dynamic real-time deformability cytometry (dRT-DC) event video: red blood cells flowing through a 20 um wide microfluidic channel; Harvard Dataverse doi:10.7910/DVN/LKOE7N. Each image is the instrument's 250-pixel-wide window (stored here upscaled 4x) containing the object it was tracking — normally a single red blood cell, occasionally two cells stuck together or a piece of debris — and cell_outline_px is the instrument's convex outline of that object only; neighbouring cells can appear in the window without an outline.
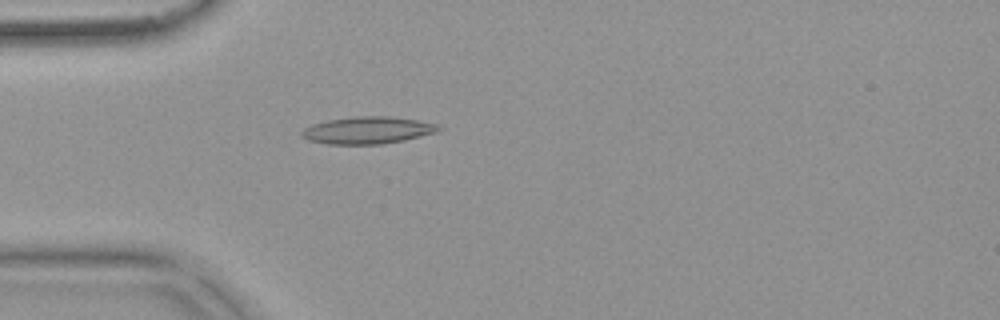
{"species": "common noctule bat (a hibernating species)", "species_latin": "Nyctalus noctula", "temperature_condition": "warm", "stored_images_in_passage": 46, "camera_frame_rate_fps": 3000, "um_per_image_px": 0.085, "animal": {"sex": "female", "body_mass_g": 18.4}, "frame": {"image": 1, "passage_image": 8, "time_ms": 2.333, "image_size_px": [1000, 320], "cell_outline_px": [[444, 128], [440, 132], [404, 140], [380, 144], [328, 144], [308, 140], [300, 136], [300, 132], [304, 128], [312, 124], [328, 120], [356, 116], [392, 116], [416, 120], [436, 124]], "centroid_in_image_um": [31.27, 11.07], "position_along_channel_um": 53.7, "area_um2": 21.79}}
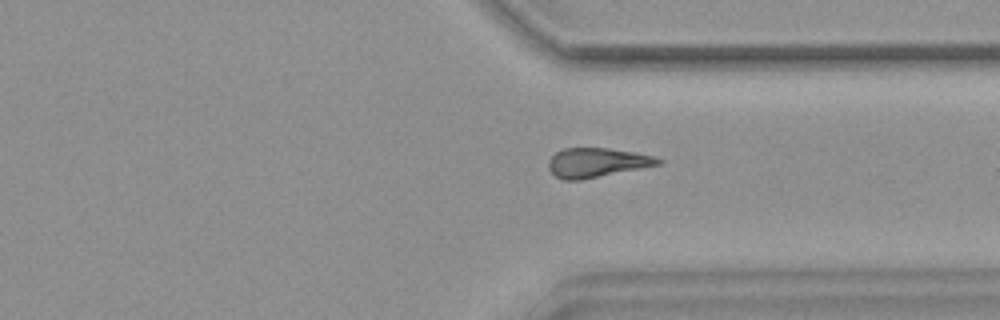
{"frame": {"image": 2, "passage_image": 33, "time_ms": 10.667, "image_size_px": [1000, 320], "cell_outline_px": [[664, 164], [580, 180], [564, 180], [556, 176], [548, 168], [548, 160], [556, 152], [564, 148], [608, 148], [632, 152], [652, 156], [664, 160]], "centroid_in_image_um": [50.75, 13.82], "position_along_channel_um": 360.7, "area_um2": 18.73}}
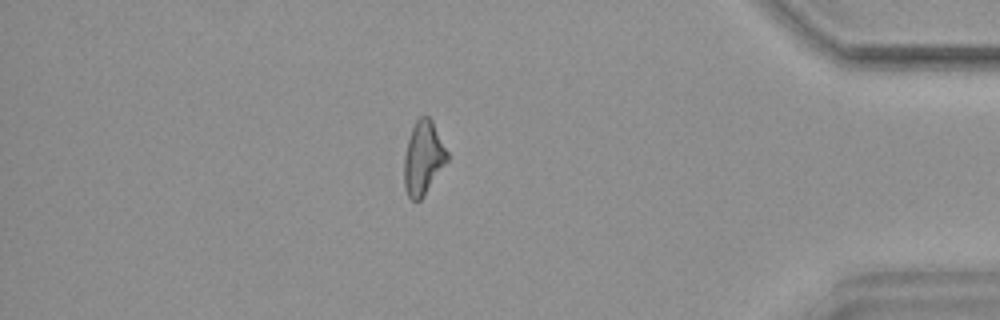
{"frame": {"image": 3, "passage_image": 39, "time_ms": 12.667, "image_size_px": [1000, 320], "cell_outline_px": [[448, 160], [424, 196], [420, 200], [412, 200], [408, 196], [404, 188], [404, 156], [408, 140], [412, 128], [416, 120], [420, 116], [428, 116], [432, 120], [448, 152]], "centroid_in_image_um": [35.97, 13.43], "position_along_channel_um": 399.2, "area_um2": 18.44}}